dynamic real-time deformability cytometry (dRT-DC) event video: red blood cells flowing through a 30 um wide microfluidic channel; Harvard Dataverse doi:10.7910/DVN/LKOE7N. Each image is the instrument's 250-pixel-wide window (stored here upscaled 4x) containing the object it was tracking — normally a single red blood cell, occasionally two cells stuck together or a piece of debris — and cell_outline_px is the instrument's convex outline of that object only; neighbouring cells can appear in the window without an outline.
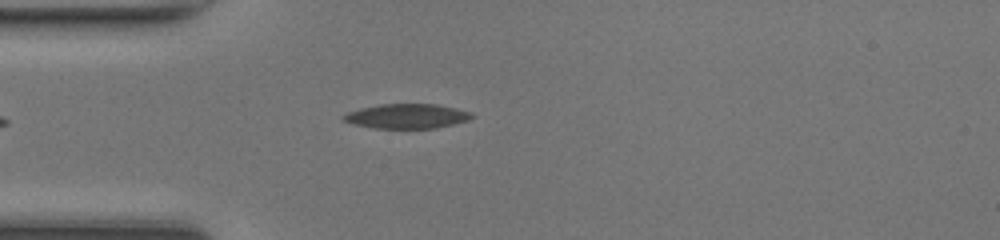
{"species": "common noctule bat (a hibernating species)", "species_latin": "Nyctalus noctula", "temperature_condition": "room temperature", "stored_images_in_passage": 35, "camera_frame_rate_fps": 3000, "um_per_image_px": 0.085, "animal": {"sex": "female", "body_mass_g": 17.0, "forearm_length_mm": 48.0}, "frame": {"image": 1, "passage_image": 1, "time_ms": 0.0, "image_size_px": [1000, 240], "cell_outline_px": [[476, 116], [468, 120], [436, 128], [372, 128], [352, 124], [344, 120], [340, 116], [348, 112], [360, 108], [380, 104], [436, 104], [456, 108], [472, 112]], "centroid_in_image_um": [34.58, 9.87], "position_along_channel_um": 50.4, "area_um2": 18.5}}
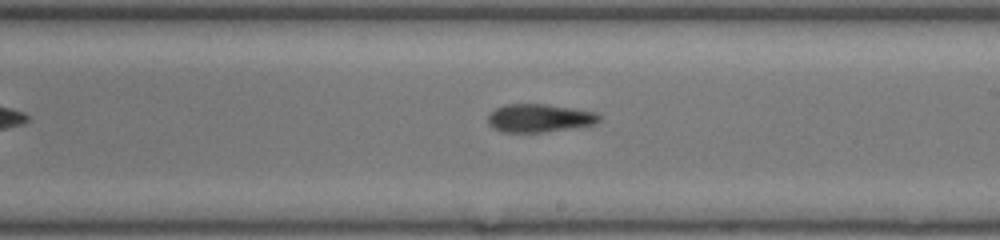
{"frame": {"image": 2, "passage_image": 15, "time_ms": 4.667, "image_size_px": [1000, 240], "cell_outline_px": [[600, 120], [596, 124], [540, 132], [504, 132], [492, 128], [488, 124], [488, 112], [504, 104], [544, 104], [572, 108], [596, 112], [600, 116]], "centroid_in_image_um": [45.8, 10.03], "position_along_channel_um": 243.2, "area_um2": 18.21}}
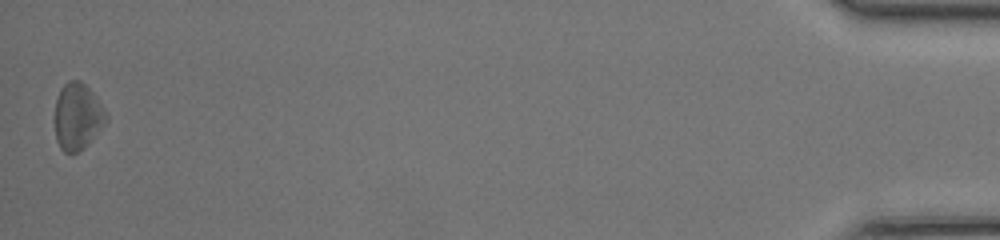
{"frame": {"image": 3, "passage_image": 35, "time_ms": 11.333, "image_size_px": [1000, 240], "cell_outline_px": [[108, 116], [88, 144], [80, 152], [64, 152], [60, 148], [56, 140], [56, 100], [60, 88], [68, 80], [80, 80], [92, 92]], "centroid_in_image_um": [6.56, 9.89], "position_along_channel_um": 428.6, "area_um2": 19.42}, "authors_computed_cell_mechanics": {"area_um2": 18.6694, "velocity_mm_per_s": 4.3277, "shape_relaxation_time_tau1_ms": 10.2954, "shape_relaxation_time_tau2_ms": 6.6539, "deformation_change_tau1": 0.1603, "deformation_change_tau2": 0.1932}}